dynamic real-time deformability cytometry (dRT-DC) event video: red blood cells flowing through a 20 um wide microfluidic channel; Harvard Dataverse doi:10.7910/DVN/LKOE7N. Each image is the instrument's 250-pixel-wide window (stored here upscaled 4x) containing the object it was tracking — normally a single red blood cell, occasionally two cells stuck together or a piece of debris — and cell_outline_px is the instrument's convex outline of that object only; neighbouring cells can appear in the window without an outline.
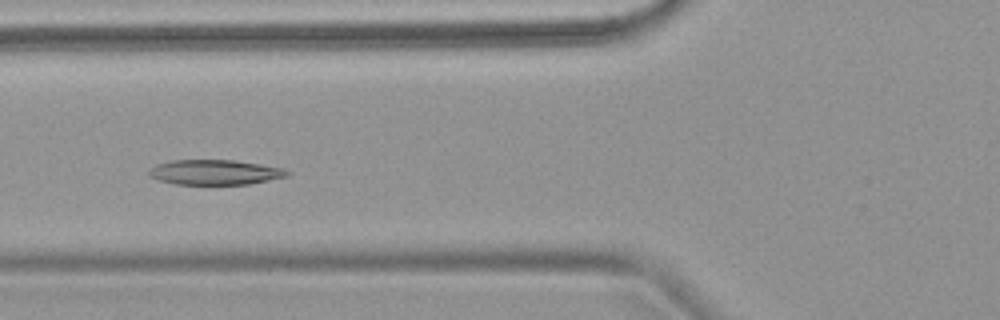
{"species": "common noctule bat (a hibernating species)", "species_latin": "Nyctalus noctula", "temperature_condition": "warm", "stored_images_in_passage": 7, "camera_frame_rate_fps": 3000, "um_per_image_px": 0.085, "animal": {"sex": "female", "body_mass_g": 18.4}, "frame": {"image": 1, "passage_image": 5, "time_ms": 6.333, "image_size_px": [1000, 320], "cell_outline_px": [[292, 172], [288, 176], [248, 184], [176, 184], [160, 180], [148, 176], [148, 172], [156, 164], [172, 160], [232, 160], [260, 164], [284, 168]], "centroid_in_image_um": [18.28, 14.64], "position_along_channel_um": 107.5, "area_um2": 20.06}}
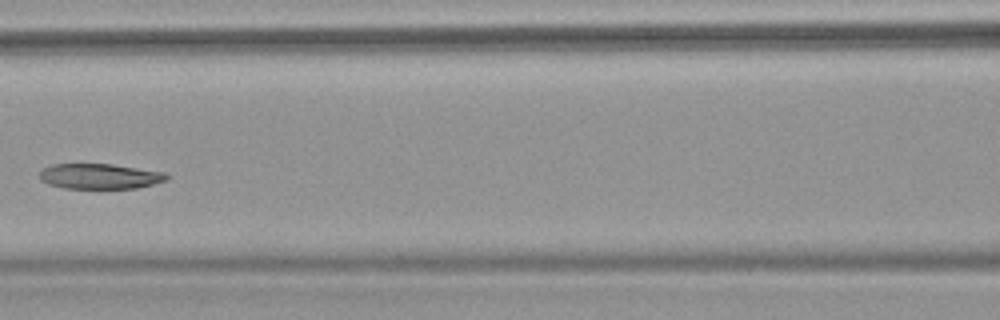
{"frame": {"image": 2, "passage_image": 6, "time_ms": 7.667, "image_size_px": [1000, 320], "cell_outline_px": [[168, 180], [136, 188], [64, 188], [48, 184], [40, 180], [40, 172], [44, 168], [52, 164], [112, 164], [168, 172]], "centroid_in_image_um": [8.51, 14.98], "position_along_channel_um": 158.1, "area_um2": 18.79}}
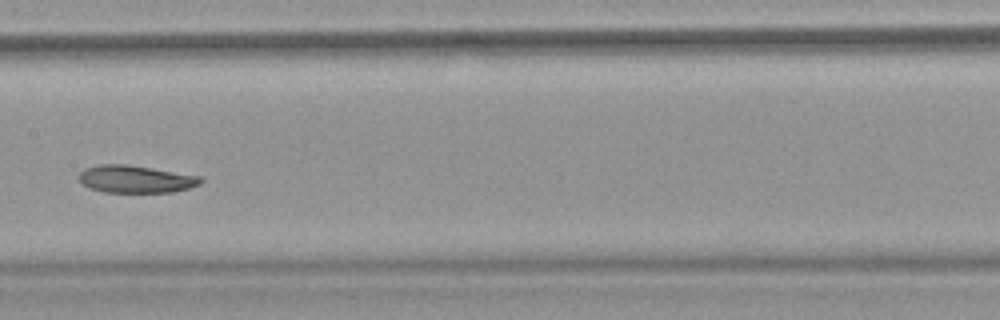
{"frame": {"image": 3, "passage_image": 7, "time_ms": 8.667, "image_size_px": [1000, 320], "cell_outline_px": [[204, 180], [200, 184], [188, 188], [172, 192], [104, 192], [88, 188], [80, 184], [80, 172], [84, 168], [100, 164], [124, 164], [204, 176]], "centroid_in_image_um": [11.54, 15.22], "position_along_channel_um": 195.9, "area_um2": 19.59}}